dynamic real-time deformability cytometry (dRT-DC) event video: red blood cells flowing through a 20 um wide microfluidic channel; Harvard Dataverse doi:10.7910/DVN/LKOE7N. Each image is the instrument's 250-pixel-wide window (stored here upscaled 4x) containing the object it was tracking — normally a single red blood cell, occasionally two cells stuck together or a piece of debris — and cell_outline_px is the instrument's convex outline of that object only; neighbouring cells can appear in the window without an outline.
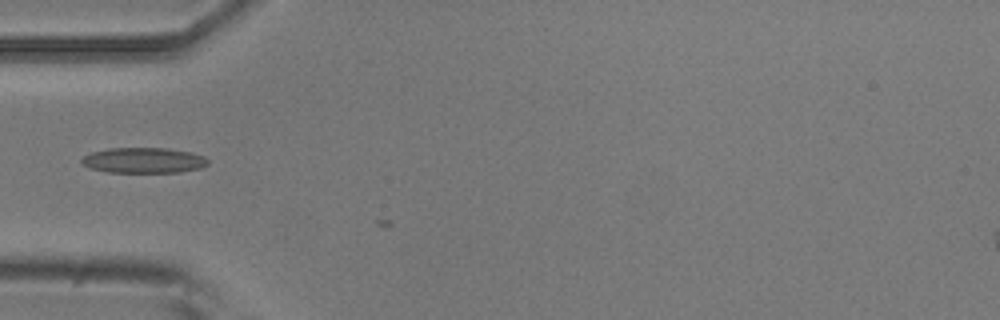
{"species": "common noctule bat (a hibernating species)", "species_latin": "Nyctalus noctula", "temperature_condition": "room temperature", "stored_images_in_passage": 5, "camera_frame_rate_fps": 3000, "um_per_image_px": 0.085, "animal": {"sex": "male", "body_mass_g": 20.5, "forearm_length_mm": 52.5}, "frame": {"image": 1, "passage_image": 4, "time_ms": 1.0, "image_size_px": [1000, 320], "cell_outline_px": [[208, 164], [200, 168], [180, 172], [108, 172], [88, 168], [80, 160], [84, 156], [92, 152], [108, 148], [168, 148], [192, 152], [204, 156], [208, 160]], "centroid_in_image_um": [12.22, 13.62], "position_along_channel_um": 72.8, "area_um2": 18.79}}